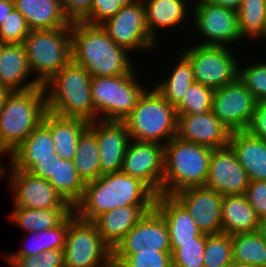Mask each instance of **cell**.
I'll list each match as a JSON object with an SVG mask.
<instances>
[{"mask_svg": "<svg viewBox=\"0 0 266 267\" xmlns=\"http://www.w3.org/2000/svg\"><path fill=\"white\" fill-rule=\"evenodd\" d=\"M71 60L92 77L134 73L129 50L117 45L100 25L71 23Z\"/></svg>", "mask_w": 266, "mask_h": 267, "instance_id": "1", "label": "cell"}, {"mask_svg": "<svg viewBox=\"0 0 266 267\" xmlns=\"http://www.w3.org/2000/svg\"><path fill=\"white\" fill-rule=\"evenodd\" d=\"M156 194L141 180L120 172L86 182L80 201L73 207L77 217L93 221L98 215L129 205H155Z\"/></svg>", "mask_w": 266, "mask_h": 267, "instance_id": "2", "label": "cell"}, {"mask_svg": "<svg viewBox=\"0 0 266 267\" xmlns=\"http://www.w3.org/2000/svg\"><path fill=\"white\" fill-rule=\"evenodd\" d=\"M92 76L70 60L44 84L47 110L62 117L98 120L91 96Z\"/></svg>", "mask_w": 266, "mask_h": 267, "instance_id": "3", "label": "cell"}, {"mask_svg": "<svg viewBox=\"0 0 266 267\" xmlns=\"http://www.w3.org/2000/svg\"><path fill=\"white\" fill-rule=\"evenodd\" d=\"M46 111L44 86L11 92L0 111V152L9 156L42 122Z\"/></svg>", "mask_w": 266, "mask_h": 267, "instance_id": "4", "label": "cell"}, {"mask_svg": "<svg viewBox=\"0 0 266 267\" xmlns=\"http://www.w3.org/2000/svg\"><path fill=\"white\" fill-rule=\"evenodd\" d=\"M213 149L174 137L164 145L162 194L204 186Z\"/></svg>", "mask_w": 266, "mask_h": 267, "instance_id": "5", "label": "cell"}, {"mask_svg": "<svg viewBox=\"0 0 266 267\" xmlns=\"http://www.w3.org/2000/svg\"><path fill=\"white\" fill-rule=\"evenodd\" d=\"M147 89L146 87L123 122L132 140L165 145L176 136V108L154 87Z\"/></svg>", "mask_w": 266, "mask_h": 267, "instance_id": "6", "label": "cell"}, {"mask_svg": "<svg viewBox=\"0 0 266 267\" xmlns=\"http://www.w3.org/2000/svg\"><path fill=\"white\" fill-rule=\"evenodd\" d=\"M22 45L35 80L43 86L71 60L70 27L30 30Z\"/></svg>", "mask_w": 266, "mask_h": 267, "instance_id": "7", "label": "cell"}, {"mask_svg": "<svg viewBox=\"0 0 266 267\" xmlns=\"http://www.w3.org/2000/svg\"><path fill=\"white\" fill-rule=\"evenodd\" d=\"M138 79L135 72L118 76L92 77L91 96L96 118L123 121L146 89L143 84L137 82Z\"/></svg>", "mask_w": 266, "mask_h": 267, "instance_id": "8", "label": "cell"}, {"mask_svg": "<svg viewBox=\"0 0 266 267\" xmlns=\"http://www.w3.org/2000/svg\"><path fill=\"white\" fill-rule=\"evenodd\" d=\"M64 267H104L112 260V250L104 243L92 221L68 216L64 246Z\"/></svg>", "mask_w": 266, "mask_h": 267, "instance_id": "9", "label": "cell"}, {"mask_svg": "<svg viewBox=\"0 0 266 267\" xmlns=\"http://www.w3.org/2000/svg\"><path fill=\"white\" fill-rule=\"evenodd\" d=\"M231 47L197 44L182 50L189 60L194 80L213 89L238 78L239 65Z\"/></svg>", "mask_w": 266, "mask_h": 267, "instance_id": "10", "label": "cell"}, {"mask_svg": "<svg viewBox=\"0 0 266 267\" xmlns=\"http://www.w3.org/2000/svg\"><path fill=\"white\" fill-rule=\"evenodd\" d=\"M100 26L117 44L129 51L153 50L156 42L151 38L146 22V9L142 0H135L121 8Z\"/></svg>", "mask_w": 266, "mask_h": 267, "instance_id": "11", "label": "cell"}, {"mask_svg": "<svg viewBox=\"0 0 266 267\" xmlns=\"http://www.w3.org/2000/svg\"><path fill=\"white\" fill-rule=\"evenodd\" d=\"M257 100L239 77L223 87L214 89L212 112L231 132L247 130Z\"/></svg>", "mask_w": 266, "mask_h": 267, "instance_id": "12", "label": "cell"}, {"mask_svg": "<svg viewBox=\"0 0 266 267\" xmlns=\"http://www.w3.org/2000/svg\"><path fill=\"white\" fill-rule=\"evenodd\" d=\"M195 7V8H194ZM193 22L205 40L198 44L228 47L242 40L238 27L237 11L212 3L194 5Z\"/></svg>", "mask_w": 266, "mask_h": 267, "instance_id": "13", "label": "cell"}, {"mask_svg": "<svg viewBox=\"0 0 266 267\" xmlns=\"http://www.w3.org/2000/svg\"><path fill=\"white\" fill-rule=\"evenodd\" d=\"M121 172L144 182L156 195L162 194L164 145L130 140Z\"/></svg>", "mask_w": 266, "mask_h": 267, "instance_id": "14", "label": "cell"}, {"mask_svg": "<svg viewBox=\"0 0 266 267\" xmlns=\"http://www.w3.org/2000/svg\"><path fill=\"white\" fill-rule=\"evenodd\" d=\"M11 166V167H10ZM8 170L10 188L13 191V207L49 209V208H72L57 193L51 183L39 173L17 170L11 164Z\"/></svg>", "mask_w": 266, "mask_h": 267, "instance_id": "15", "label": "cell"}, {"mask_svg": "<svg viewBox=\"0 0 266 267\" xmlns=\"http://www.w3.org/2000/svg\"><path fill=\"white\" fill-rule=\"evenodd\" d=\"M154 251H171L167 224L155 209L143 216L116 246L112 254Z\"/></svg>", "mask_w": 266, "mask_h": 267, "instance_id": "16", "label": "cell"}, {"mask_svg": "<svg viewBox=\"0 0 266 267\" xmlns=\"http://www.w3.org/2000/svg\"><path fill=\"white\" fill-rule=\"evenodd\" d=\"M249 183V177L230 145L213 149L205 187L222 196L241 195L245 194Z\"/></svg>", "mask_w": 266, "mask_h": 267, "instance_id": "17", "label": "cell"}, {"mask_svg": "<svg viewBox=\"0 0 266 267\" xmlns=\"http://www.w3.org/2000/svg\"><path fill=\"white\" fill-rule=\"evenodd\" d=\"M193 217L196 225L205 234L223 232L221 208L223 196L205 187H191L173 195Z\"/></svg>", "mask_w": 266, "mask_h": 267, "instance_id": "18", "label": "cell"}, {"mask_svg": "<svg viewBox=\"0 0 266 267\" xmlns=\"http://www.w3.org/2000/svg\"><path fill=\"white\" fill-rule=\"evenodd\" d=\"M100 150L101 175L120 172L131 140L123 121L95 120L89 122Z\"/></svg>", "mask_w": 266, "mask_h": 267, "instance_id": "19", "label": "cell"}, {"mask_svg": "<svg viewBox=\"0 0 266 267\" xmlns=\"http://www.w3.org/2000/svg\"><path fill=\"white\" fill-rule=\"evenodd\" d=\"M57 157L51 130L41 122L7 158L17 170L40 173Z\"/></svg>", "mask_w": 266, "mask_h": 267, "instance_id": "20", "label": "cell"}, {"mask_svg": "<svg viewBox=\"0 0 266 267\" xmlns=\"http://www.w3.org/2000/svg\"><path fill=\"white\" fill-rule=\"evenodd\" d=\"M231 133L212 111L204 115L177 114L179 139L217 149L229 145Z\"/></svg>", "mask_w": 266, "mask_h": 267, "instance_id": "21", "label": "cell"}, {"mask_svg": "<svg viewBox=\"0 0 266 267\" xmlns=\"http://www.w3.org/2000/svg\"><path fill=\"white\" fill-rule=\"evenodd\" d=\"M155 205H129L101 213L92 222L104 243L113 251L125 235Z\"/></svg>", "mask_w": 266, "mask_h": 267, "instance_id": "22", "label": "cell"}, {"mask_svg": "<svg viewBox=\"0 0 266 267\" xmlns=\"http://www.w3.org/2000/svg\"><path fill=\"white\" fill-rule=\"evenodd\" d=\"M22 44H0V85L13 91L41 86L32 76ZM27 82V83H26Z\"/></svg>", "mask_w": 266, "mask_h": 267, "instance_id": "23", "label": "cell"}, {"mask_svg": "<svg viewBox=\"0 0 266 267\" xmlns=\"http://www.w3.org/2000/svg\"><path fill=\"white\" fill-rule=\"evenodd\" d=\"M154 209L167 224L170 243L196 242L202 234L186 208L171 195H156Z\"/></svg>", "mask_w": 266, "mask_h": 267, "instance_id": "24", "label": "cell"}, {"mask_svg": "<svg viewBox=\"0 0 266 267\" xmlns=\"http://www.w3.org/2000/svg\"><path fill=\"white\" fill-rule=\"evenodd\" d=\"M14 8L20 12L30 30H48L71 27L61 0H13Z\"/></svg>", "mask_w": 266, "mask_h": 267, "instance_id": "25", "label": "cell"}, {"mask_svg": "<svg viewBox=\"0 0 266 267\" xmlns=\"http://www.w3.org/2000/svg\"><path fill=\"white\" fill-rule=\"evenodd\" d=\"M229 145L250 181H266V141L243 130L231 133Z\"/></svg>", "mask_w": 266, "mask_h": 267, "instance_id": "26", "label": "cell"}, {"mask_svg": "<svg viewBox=\"0 0 266 267\" xmlns=\"http://www.w3.org/2000/svg\"><path fill=\"white\" fill-rule=\"evenodd\" d=\"M42 122L51 130L56 154L61 159L73 160L78 141L89 127V122L80 118L58 116L48 110Z\"/></svg>", "mask_w": 266, "mask_h": 267, "instance_id": "27", "label": "cell"}, {"mask_svg": "<svg viewBox=\"0 0 266 267\" xmlns=\"http://www.w3.org/2000/svg\"><path fill=\"white\" fill-rule=\"evenodd\" d=\"M72 208L82 198L85 182L78 175L73 160L61 159L48 164L40 173Z\"/></svg>", "mask_w": 266, "mask_h": 267, "instance_id": "28", "label": "cell"}, {"mask_svg": "<svg viewBox=\"0 0 266 267\" xmlns=\"http://www.w3.org/2000/svg\"><path fill=\"white\" fill-rule=\"evenodd\" d=\"M221 222L223 232L234 235L257 231L259 218L245 194L225 195L222 200Z\"/></svg>", "mask_w": 266, "mask_h": 267, "instance_id": "29", "label": "cell"}, {"mask_svg": "<svg viewBox=\"0 0 266 267\" xmlns=\"http://www.w3.org/2000/svg\"><path fill=\"white\" fill-rule=\"evenodd\" d=\"M146 9L147 28L156 42V30L174 28L187 17L188 0H142ZM186 15V16H185Z\"/></svg>", "mask_w": 266, "mask_h": 267, "instance_id": "30", "label": "cell"}, {"mask_svg": "<svg viewBox=\"0 0 266 267\" xmlns=\"http://www.w3.org/2000/svg\"><path fill=\"white\" fill-rule=\"evenodd\" d=\"M73 208L32 209L13 207L9 218L24 232H38L60 225Z\"/></svg>", "mask_w": 266, "mask_h": 267, "instance_id": "31", "label": "cell"}, {"mask_svg": "<svg viewBox=\"0 0 266 267\" xmlns=\"http://www.w3.org/2000/svg\"><path fill=\"white\" fill-rule=\"evenodd\" d=\"M179 59L175 68L165 80L156 83L154 88L173 107H177L183 100L184 95L194 80L193 70L189 60L182 54H178Z\"/></svg>", "mask_w": 266, "mask_h": 267, "instance_id": "32", "label": "cell"}, {"mask_svg": "<svg viewBox=\"0 0 266 267\" xmlns=\"http://www.w3.org/2000/svg\"><path fill=\"white\" fill-rule=\"evenodd\" d=\"M100 150L95 133L88 127L77 144L73 163L78 175L86 183L101 176Z\"/></svg>", "mask_w": 266, "mask_h": 267, "instance_id": "33", "label": "cell"}, {"mask_svg": "<svg viewBox=\"0 0 266 267\" xmlns=\"http://www.w3.org/2000/svg\"><path fill=\"white\" fill-rule=\"evenodd\" d=\"M233 261L253 267H266V242L255 232L232 235Z\"/></svg>", "mask_w": 266, "mask_h": 267, "instance_id": "34", "label": "cell"}, {"mask_svg": "<svg viewBox=\"0 0 266 267\" xmlns=\"http://www.w3.org/2000/svg\"><path fill=\"white\" fill-rule=\"evenodd\" d=\"M266 0H243L237 10L242 39L266 40ZM249 37V38H248Z\"/></svg>", "mask_w": 266, "mask_h": 267, "instance_id": "35", "label": "cell"}, {"mask_svg": "<svg viewBox=\"0 0 266 267\" xmlns=\"http://www.w3.org/2000/svg\"><path fill=\"white\" fill-rule=\"evenodd\" d=\"M204 267H227L233 262L232 235L221 232L206 234Z\"/></svg>", "mask_w": 266, "mask_h": 267, "instance_id": "36", "label": "cell"}, {"mask_svg": "<svg viewBox=\"0 0 266 267\" xmlns=\"http://www.w3.org/2000/svg\"><path fill=\"white\" fill-rule=\"evenodd\" d=\"M213 92V88L194 82L188 87L182 102L176 107L177 114H207L212 110Z\"/></svg>", "mask_w": 266, "mask_h": 267, "instance_id": "37", "label": "cell"}, {"mask_svg": "<svg viewBox=\"0 0 266 267\" xmlns=\"http://www.w3.org/2000/svg\"><path fill=\"white\" fill-rule=\"evenodd\" d=\"M205 243V233L196 237V242L170 243L172 267H204Z\"/></svg>", "mask_w": 266, "mask_h": 267, "instance_id": "38", "label": "cell"}, {"mask_svg": "<svg viewBox=\"0 0 266 267\" xmlns=\"http://www.w3.org/2000/svg\"><path fill=\"white\" fill-rule=\"evenodd\" d=\"M112 260L121 267H172L171 251L112 254Z\"/></svg>", "mask_w": 266, "mask_h": 267, "instance_id": "39", "label": "cell"}, {"mask_svg": "<svg viewBox=\"0 0 266 267\" xmlns=\"http://www.w3.org/2000/svg\"><path fill=\"white\" fill-rule=\"evenodd\" d=\"M240 67L241 65L239 66V79L257 102L266 101V62Z\"/></svg>", "mask_w": 266, "mask_h": 267, "instance_id": "40", "label": "cell"}, {"mask_svg": "<svg viewBox=\"0 0 266 267\" xmlns=\"http://www.w3.org/2000/svg\"><path fill=\"white\" fill-rule=\"evenodd\" d=\"M29 31L24 16L13 8L0 26V44H22Z\"/></svg>", "mask_w": 266, "mask_h": 267, "instance_id": "41", "label": "cell"}, {"mask_svg": "<svg viewBox=\"0 0 266 267\" xmlns=\"http://www.w3.org/2000/svg\"><path fill=\"white\" fill-rule=\"evenodd\" d=\"M9 266L13 267H64V250L52 249L41 255L4 256Z\"/></svg>", "mask_w": 266, "mask_h": 267, "instance_id": "42", "label": "cell"}, {"mask_svg": "<svg viewBox=\"0 0 266 267\" xmlns=\"http://www.w3.org/2000/svg\"><path fill=\"white\" fill-rule=\"evenodd\" d=\"M133 1L135 0H93L91 13L83 22L90 25H100Z\"/></svg>", "mask_w": 266, "mask_h": 267, "instance_id": "43", "label": "cell"}, {"mask_svg": "<svg viewBox=\"0 0 266 267\" xmlns=\"http://www.w3.org/2000/svg\"><path fill=\"white\" fill-rule=\"evenodd\" d=\"M68 231V217L58 226L36 232L40 237L42 253L52 249H64Z\"/></svg>", "mask_w": 266, "mask_h": 267, "instance_id": "44", "label": "cell"}, {"mask_svg": "<svg viewBox=\"0 0 266 267\" xmlns=\"http://www.w3.org/2000/svg\"><path fill=\"white\" fill-rule=\"evenodd\" d=\"M245 195L258 218H266V181H250Z\"/></svg>", "mask_w": 266, "mask_h": 267, "instance_id": "45", "label": "cell"}, {"mask_svg": "<svg viewBox=\"0 0 266 267\" xmlns=\"http://www.w3.org/2000/svg\"><path fill=\"white\" fill-rule=\"evenodd\" d=\"M63 10L71 22L83 21L92 9L93 0H61Z\"/></svg>", "mask_w": 266, "mask_h": 267, "instance_id": "46", "label": "cell"}, {"mask_svg": "<svg viewBox=\"0 0 266 267\" xmlns=\"http://www.w3.org/2000/svg\"><path fill=\"white\" fill-rule=\"evenodd\" d=\"M252 136L266 141V101H258L247 130Z\"/></svg>", "mask_w": 266, "mask_h": 267, "instance_id": "47", "label": "cell"}, {"mask_svg": "<svg viewBox=\"0 0 266 267\" xmlns=\"http://www.w3.org/2000/svg\"><path fill=\"white\" fill-rule=\"evenodd\" d=\"M30 241L26 240L28 242L25 243L27 246H23L19 251L12 252L10 254H5L4 256H31V255H41L42 254V248H41V243H40V237L36 236V232H29ZM31 235V236H30ZM31 244V245H30Z\"/></svg>", "mask_w": 266, "mask_h": 267, "instance_id": "48", "label": "cell"}, {"mask_svg": "<svg viewBox=\"0 0 266 267\" xmlns=\"http://www.w3.org/2000/svg\"><path fill=\"white\" fill-rule=\"evenodd\" d=\"M13 8V0H0V26Z\"/></svg>", "mask_w": 266, "mask_h": 267, "instance_id": "49", "label": "cell"}, {"mask_svg": "<svg viewBox=\"0 0 266 267\" xmlns=\"http://www.w3.org/2000/svg\"><path fill=\"white\" fill-rule=\"evenodd\" d=\"M242 1L243 0H214L213 3L237 11L241 6Z\"/></svg>", "mask_w": 266, "mask_h": 267, "instance_id": "50", "label": "cell"}, {"mask_svg": "<svg viewBox=\"0 0 266 267\" xmlns=\"http://www.w3.org/2000/svg\"><path fill=\"white\" fill-rule=\"evenodd\" d=\"M12 91L0 85V111L5 105L6 99Z\"/></svg>", "mask_w": 266, "mask_h": 267, "instance_id": "51", "label": "cell"}, {"mask_svg": "<svg viewBox=\"0 0 266 267\" xmlns=\"http://www.w3.org/2000/svg\"><path fill=\"white\" fill-rule=\"evenodd\" d=\"M257 232L260 234V236L266 242V218L259 219Z\"/></svg>", "mask_w": 266, "mask_h": 267, "instance_id": "52", "label": "cell"}, {"mask_svg": "<svg viewBox=\"0 0 266 267\" xmlns=\"http://www.w3.org/2000/svg\"><path fill=\"white\" fill-rule=\"evenodd\" d=\"M2 153L0 152V159L2 158ZM2 162L3 161H1L0 160V179H1V177L3 176L4 177V175L8 172V171H6L7 169L5 168L6 166H4L3 164H2Z\"/></svg>", "mask_w": 266, "mask_h": 267, "instance_id": "53", "label": "cell"}, {"mask_svg": "<svg viewBox=\"0 0 266 267\" xmlns=\"http://www.w3.org/2000/svg\"><path fill=\"white\" fill-rule=\"evenodd\" d=\"M227 267H253L251 265H247V264H241V263H237V262H232L229 266Z\"/></svg>", "mask_w": 266, "mask_h": 267, "instance_id": "54", "label": "cell"}, {"mask_svg": "<svg viewBox=\"0 0 266 267\" xmlns=\"http://www.w3.org/2000/svg\"><path fill=\"white\" fill-rule=\"evenodd\" d=\"M104 267H121L118 263L111 260L106 266Z\"/></svg>", "mask_w": 266, "mask_h": 267, "instance_id": "55", "label": "cell"}, {"mask_svg": "<svg viewBox=\"0 0 266 267\" xmlns=\"http://www.w3.org/2000/svg\"><path fill=\"white\" fill-rule=\"evenodd\" d=\"M195 1H196L195 5H201V4H204V3H212L214 0H195Z\"/></svg>", "mask_w": 266, "mask_h": 267, "instance_id": "56", "label": "cell"}]
</instances>
